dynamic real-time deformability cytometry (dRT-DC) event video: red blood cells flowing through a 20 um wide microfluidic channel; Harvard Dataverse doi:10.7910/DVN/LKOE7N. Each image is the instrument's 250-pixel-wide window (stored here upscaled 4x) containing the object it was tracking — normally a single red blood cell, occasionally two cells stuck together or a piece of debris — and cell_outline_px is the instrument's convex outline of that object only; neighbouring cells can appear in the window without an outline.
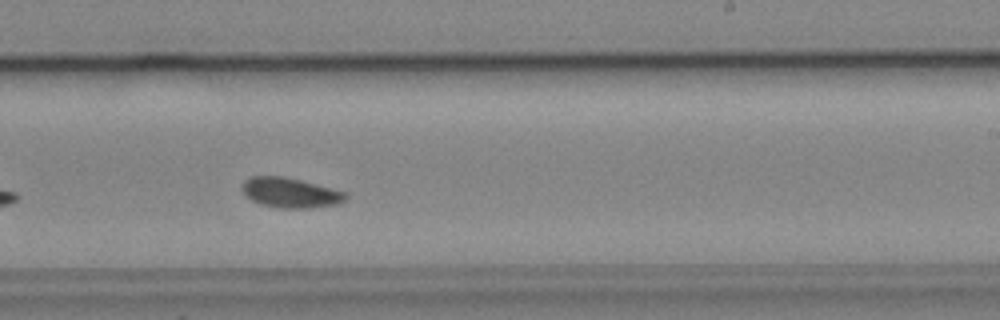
{"species": "common noctule bat (a hibernating species)", "species_latin": "Nyctalus noctula", "temperature_condition": "cold", "stored_images_in_passage": 30, "camera_frame_rate_fps": 3000, "um_per_image_px": 0.085, "animal": {"sex": "male", "body_mass_g": 19.2, "forearm_length_mm": 51.8}, "frame": {"image": 1, "passage_image": 18, "time_ms": 5.667, "image_size_px": [1000, 320], "cell_outline_px": [[348, 196], [344, 200], [336, 204], [308, 208], [280, 208], [260, 204], [252, 200], [240, 188], [240, 184], [248, 176], [284, 176], [348, 192]], "centroid_in_image_um": [24.65, 16.37], "position_along_channel_um": 264.4, "area_um2": 18.15}, "authors_computed_cell_mechanics": {"area_um2": 17.8024, "velocity_mm_per_s": 3.8575, "shape_relaxation_time_tau1_ms": 3.3579, "shape_relaxation_time_tau2_ms": null, "deformation_change_tau1": 0.0666, "deformation_change_tau2": null}}